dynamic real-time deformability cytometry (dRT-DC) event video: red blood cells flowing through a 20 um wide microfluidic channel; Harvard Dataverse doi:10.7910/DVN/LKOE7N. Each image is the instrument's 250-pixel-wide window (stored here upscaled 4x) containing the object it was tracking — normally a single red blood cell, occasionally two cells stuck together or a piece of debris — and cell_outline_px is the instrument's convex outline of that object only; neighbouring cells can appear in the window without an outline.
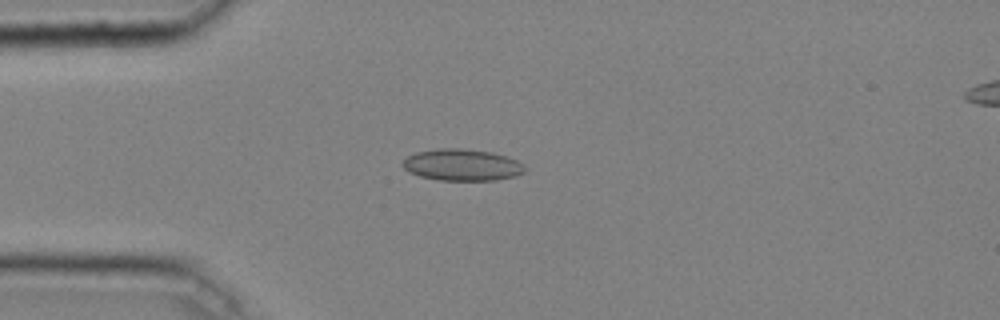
{"species": "common noctule bat (a hibernating species)", "species_latin": "Nyctalus noctula", "temperature_condition": "cold", "stored_images_in_passage": 46, "camera_frame_rate_fps": 3000, "um_per_image_px": 0.085, "animal": {"sex": "male", "body_mass_g": 20.4}, "frame": {"image": 1, "passage_image": 12, "time_ms": 3.667, "image_size_px": [1000, 320], "cell_outline_px": [[528, 168], [524, 172], [516, 176], [496, 180], [436, 180], [420, 176], [408, 172], [400, 164], [408, 156], [416, 152], [436, 148], [464, 148], [492, 152], [508, 156], [524, 164]], "centroid_in_image_um": [39.29, 14.01], "position_along_channel_um": 45.7, "area_um2": 22.89}}
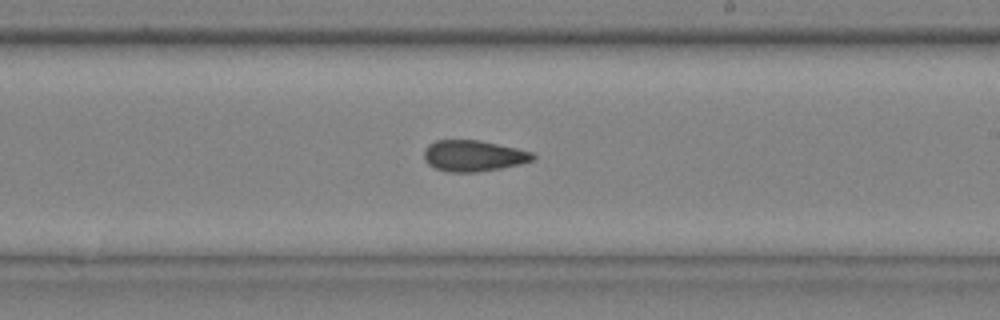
{"frame": {"image": 2, "passage_image": 28, "time_ms": 9.0, "image_size_px": [1000, 320], "cell_outline_px": [[536, 160], [520, 164], [500, 168], [476, 172], [448, 172], [436, 168], [428, 164], [424, 160], [424, 148], [428, 144], [436, 140], [480, 140], [516, 148], [532, 152], [536, 156]], "centroid_in_image_um": [40.24, 13.24], "position_along_channel_um": 248.8, "area_um2": 19.83}}
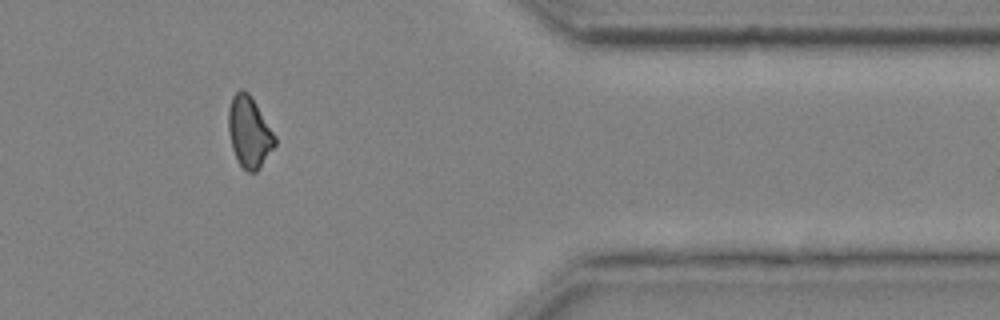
{"frame": {"image": 3, "passage_image": 40, "time_ms": 13.0, "image_size_px": [1000, 320], "cell_outline_px": [[276, 144], [260, 168], [256, 172], [248, 172], [240, 164], [232, 148], [228, 132], [228, 108], [232, 96], [240, 88], [248, 92], [256, 104], [276, 136]], "centroid_in_image_um": [21.18, 11.21], "position_along_channel_um": 390.2, "area_um2": 19.19}, "authors_computed_cell_mechanics": {"area_um2": 20.3167, "velocity_mm_per_s": 4.0816, "shape_relaxation_time_tau1_ms": null, "shape_relaxation_time_tau2_ms": 2.836, "deformation_change_tau1": null, "deformation_change_tau2": 0.0968}}